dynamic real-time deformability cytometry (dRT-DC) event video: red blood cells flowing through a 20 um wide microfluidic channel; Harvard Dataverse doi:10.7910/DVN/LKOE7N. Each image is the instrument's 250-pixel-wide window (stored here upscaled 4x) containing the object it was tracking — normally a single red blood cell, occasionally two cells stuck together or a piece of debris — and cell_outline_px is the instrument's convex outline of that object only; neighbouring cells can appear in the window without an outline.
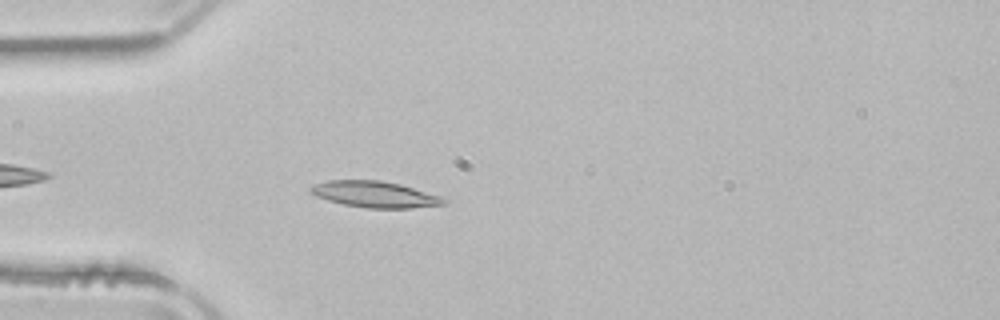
{"species": "common noctule bat (a hibernating species)", "species_latin": "Nyctalus noctula", "temperature_condition": "room temperature", "stored_images_in_passage": 28, "camera_frame_rate_fps": 3000, "um_per_image_px": 0.085, "animal": {"sex": "male", "body_mass_g": 21.5, "forearm_length_mm": 52.0}, "frame": {"image": 1, "passage_image": 5, "time_ms": 1.333, "image_size_px": [1000, 320], "cell_outline_px": [[448, 204], [412, 208], [364, 208], [344, 204], [328, 200], [316, 196], [308, 188], [312, 184], [328, 180], [380, 180], [400, 184], [440, 196], [448, 200]], "centroid_in_image_um": [31.87, 16.52], "position_along_channel_um": 53.1, "area_um2": 20.4}}
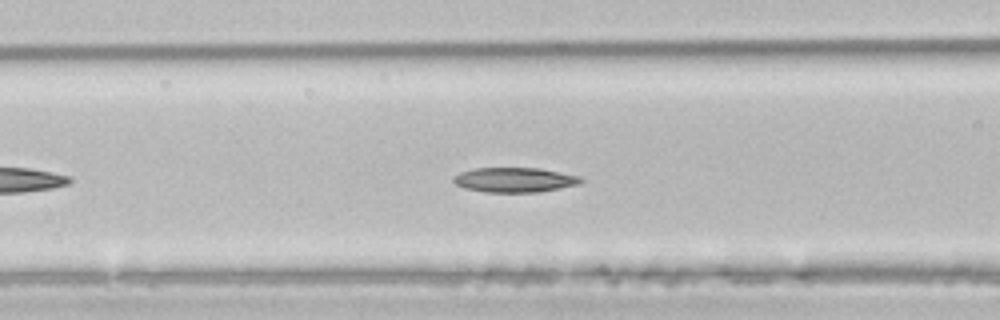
{"frame": {"image": 2, "passage_image": 11, "time_ms": 3.333, "image_size_px": [1000, 320], "cell_outline_px": [[584, 180], [580, 184], [540, 192], [484, 192], [464, 188], [456, 184], [452, 180], [452, 176], [460, 172], [476, 168], [540, 168], [580, 176]], "centroid_in_image_um": [43.74, 15.29], "position_along_channel_um": 122.9, "area_um2": 18.5}}
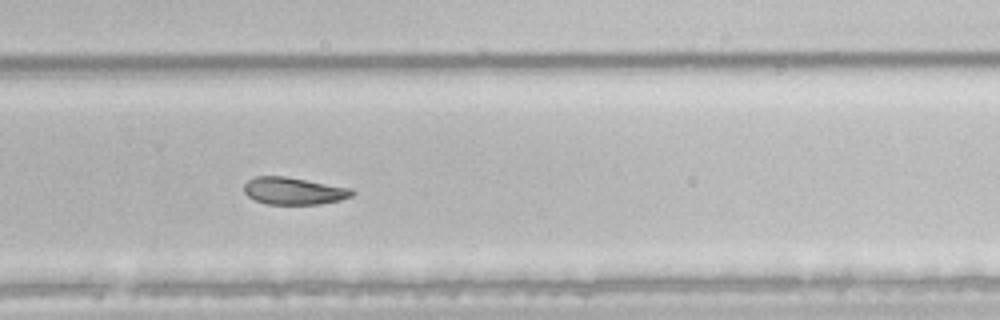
{"frame": {"image": 3, "passage_image": 25, "time_ms": 8.0, "image_size_px": [1000, 320], "cell_outline_px": [[356, 192], [352, 196], [340, 200], [320, 204], [268, 204], [256, 200], [248, 196], [244, 192], [244, 184], [248, 180], [256, 176], [284, 176], [352, 188]], "centroid_in_image_um": [24.99, 16.23], "position_along_channel_um": 304.8, "area_um2": 17.11}}